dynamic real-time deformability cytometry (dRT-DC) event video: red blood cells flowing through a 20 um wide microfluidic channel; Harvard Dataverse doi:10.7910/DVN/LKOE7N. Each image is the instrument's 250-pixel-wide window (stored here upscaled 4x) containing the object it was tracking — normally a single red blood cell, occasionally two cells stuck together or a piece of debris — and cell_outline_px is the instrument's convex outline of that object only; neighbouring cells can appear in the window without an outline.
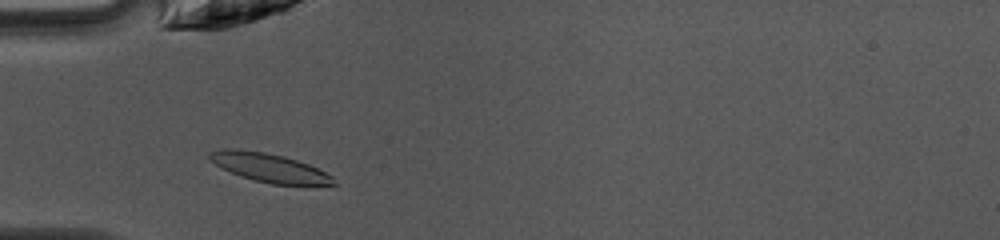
{"species": "common noctule bat (a hibernating species)", "species_latin": "Nyctalus noctula", "temperature_condition": "warm", "stored_images_in_passage": 36, "camera_frame_rate_fps": 3000, "um_per_image_px": 0.085, "animal": {"sex": "female", "body_mass_g": 10.0, "forearm_length_mm": 53.1}, "frame": {"image": 1, "passage_image": 4, "time_ms": 1.0, "image_size_px": [1000, 240], "cell_outline_px": [[336, 184], [272, 184], [240, 176], [208, 160], [208, 152], [224, 148], [232, 148], [264, 152], [284, 156], [308, 164], [332, 176]], "centroid_in_image_um": [22.82, 14.23], "position_along_channel_um": 62.2, "area_um2": 20.29}}
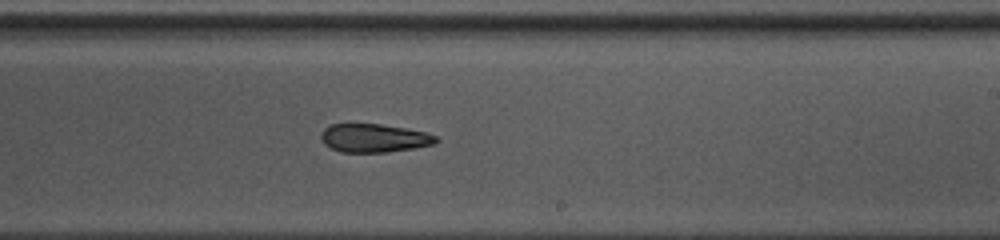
{"frame": {"image": 2, "passage_image": 18, "time_ms": 5.667, "image_size_px": [1000, 240], "cell_outline_px": [[440, 140], [432, 144], [412, 148], [388, 152], [340, 152], [324, 144], [320, 136], [324, 128], [332, 124], [380, 124], [404, 128], [424, 132], [436, 136]], "centroid_in_image_um": [31.77, 11.74], "position_along_channel_um": 257.2, "area_um2": 18.84}}
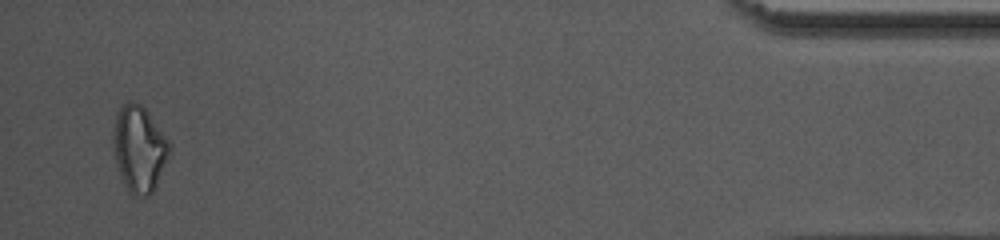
{"frame": {"image": 3, "passage_image": 35, "time_ms": 11.333, "image_size_px": [1000, 240], "cell_outline_px": [[172, 144], [168, 156], [156, 184], [152, 192], [148, 196], [136, 196], [128, 192], [124, 184], [116, 164], [112, 140], [112, 128], [116, 116], [120, 108], [128, 100], [132, 100], [140, 104], [144, 108]], "centroid_in_image_um": [11.8, 12.64], "position_along_channel_um": 423.4, "area_um2": 28.09}, "authors_computed_cell_mechanics": {"area_um2": 20.0566, "velocity_mm_per_s": 4.2175, "shape_relaxation_time_tau1_ms": null, "shape_relaxation_time_tau2_ms": 6.0778, "deformation_change_tau1": null, "deformation_change_tau2": 0.18}}